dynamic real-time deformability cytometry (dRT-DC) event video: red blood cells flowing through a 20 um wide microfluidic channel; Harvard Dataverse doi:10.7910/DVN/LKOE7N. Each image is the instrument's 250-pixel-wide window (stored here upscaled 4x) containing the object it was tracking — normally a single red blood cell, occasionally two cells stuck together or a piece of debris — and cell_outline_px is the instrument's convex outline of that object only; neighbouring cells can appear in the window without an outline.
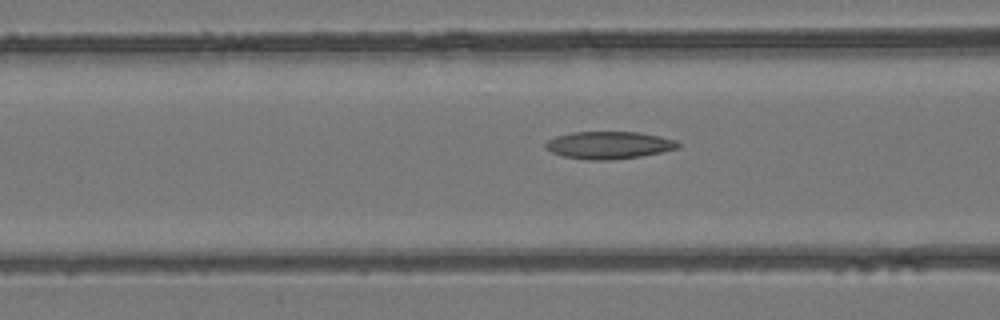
{"species": "common noctule bat (a hibernating species)", "species_latin": "Nyctalus noctula", "temperature_condition": "room temperature", "stored_images_in_passage": 17, "camera_frame_rate_fps": 3000, "um_per_image_px": 0.085, "animal": {"sex": "female", "body_mass_g": 24.6, "forearm_length_mm": 56.2}, "frame": {"image": 1, "passage_image": 15, "time_ms": 4.667, "image_size_px": [1000, 320], "cell_outline_px": [[680, 148], [640, 156], [608, 160], [588, 160], [564, 156], [552, 152], [544, 148], [544, 144], [548, 140], [556, 136], [572, 132], [640, 132], [660, 136], [676, 140], [680, 144]], "centroid_in_image_um": [51.75, 12.33], "position_along_channel_um": 114.8, "area_um2": 21.15}}